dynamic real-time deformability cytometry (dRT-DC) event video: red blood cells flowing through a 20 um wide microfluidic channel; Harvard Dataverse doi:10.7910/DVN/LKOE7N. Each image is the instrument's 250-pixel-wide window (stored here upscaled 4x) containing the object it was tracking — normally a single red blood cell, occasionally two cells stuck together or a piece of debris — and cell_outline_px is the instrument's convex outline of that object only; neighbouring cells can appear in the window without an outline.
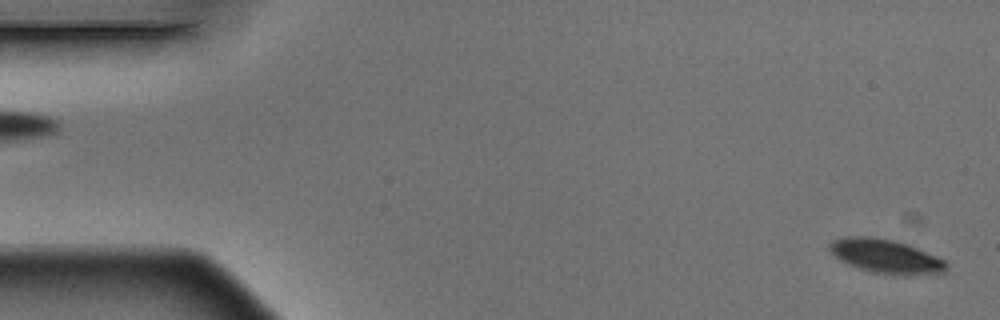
{"species": "Egyptian fruit bat (a non-hibernating species)", "species_latin": "Rousettus aegyptiacus", "temperature_condition": "warm", "stored_images_in_passage": 2, "segment_of_instrument_passage": [2, 2], "camera_frame_rate_fps": 3000, "um_per_image_px": 0.085, "animal": {"sex": "male"}, "frame": {"image": 1, "passage_image": 2, "time_ms": 0.333, "image_size_px": [1000, 320], "cell_outline_px": [[948, 272], [904, 276], [872, 272], [848, 264], [840, 260], [828, 248], [828, 244], [832, 240], [844, 236], [872, 236], [892, 240], [908, 244], [936, 256], [944, 260], [948, 264]], "centroid_in_image_um": [75.31, 21.78], "position_along_channel_um": 9.7, "area_um2": 23.29}}